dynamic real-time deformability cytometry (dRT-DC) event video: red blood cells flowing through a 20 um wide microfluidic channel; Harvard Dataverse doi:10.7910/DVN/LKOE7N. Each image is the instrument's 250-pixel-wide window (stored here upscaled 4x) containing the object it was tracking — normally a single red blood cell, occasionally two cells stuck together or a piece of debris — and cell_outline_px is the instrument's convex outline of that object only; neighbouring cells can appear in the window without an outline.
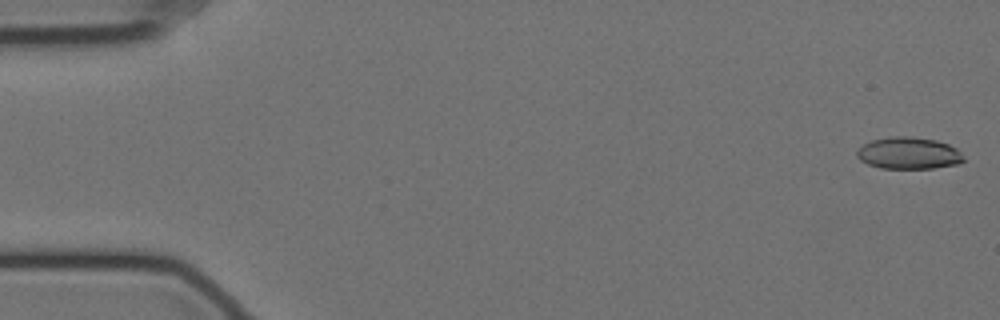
{"species": "Egyptian fruit bat (a non-hibernating species)", "species_latin": "Rousettus aegyptiacus", "temperature_condition": "cold", "stored_images_in_passage": 57, "camera_frame_rate_fps": 3000, "um_per_image_px": 0.085, "animal": {"sex": "female"}, "frame": {"image": 1, "passage_image": 1, "time_ms": 0.0, "image_size_px": [1000, 320], "cell_outline_px": [[964, 160], [960, 164], [932, 168], [880, 168], [868, 164], [860, 160], [856, 156], [856, 152], [864, 144], [872, 140], [888, 136], [912, 136], [936, 140], [948, 144], [956, 148], [964, 156]], "centroid_in_image_um": [77.24, 13.01], "position_along_channel_um": 7.8, "area_um2": 19.94}}
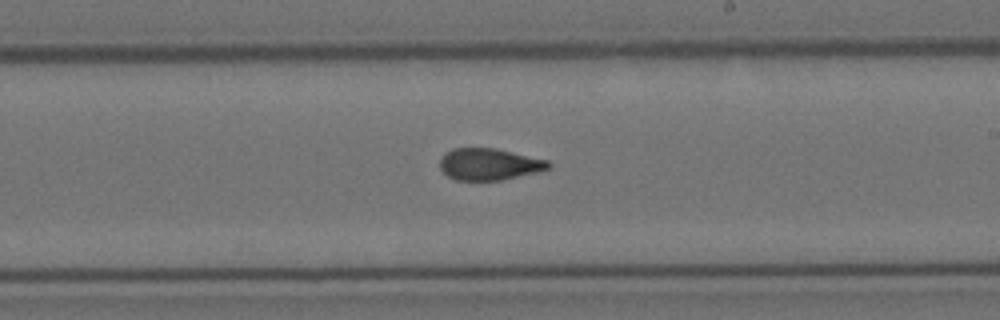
{"frame": {"image": 2, "passage_image": 33, "time_ms": 10.667, "image_size_px": [1000, 320], "cell_outline_px": [[552, 168], [536, 172], [500, 180], [456, 180], [448, 176], [440, 168], [440, 156], [444, 152], [452, 148], [496, 148], [548, 160], [552, 164]], "centroid_in_image_um": [41.57, 13.94], "position_along_channel_um": 247.4, "area_um2": 20.17}}
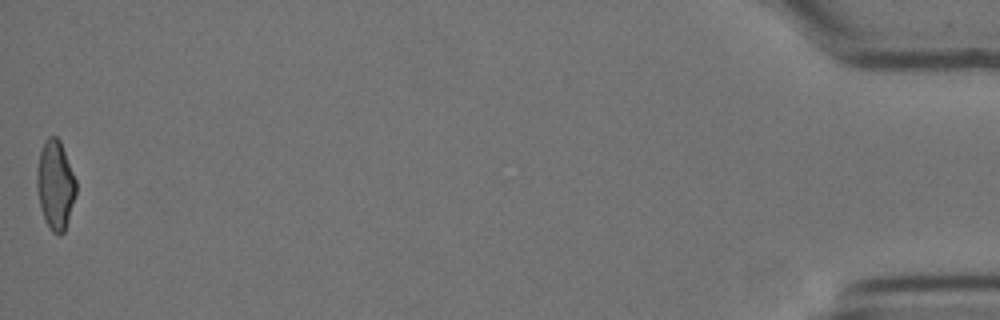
{"frame": {"image": 3, "passage_image": 57, "time_ms": 18.667, "image_size_px": [1000, 320], "cell_outline_px": [[76, 192], [64, 232], [60, 236], [52, 232], [44, 216], [40, 204], [36, 184], [36, 176], [40, 148], [44, 140], [48, 136], [56, 136], [60, 140], [76, 180]], "centroid_in_image_um": [4.69, 15.67], "position_along_channel_um": 430.5, "area_um2": 20.11}, "authors_computed_cell_mechanics": {"area_um2": 20.7502, "velocity_mm_per_s": 3.5147, "shape_relaxation_time_tau1_ms": 8.0276, "shape_relaxation_time_tau2_ms": 1.7043, "deformation_change_tau1": 0.1811, "deformation_change_tau2": 0.0715}}